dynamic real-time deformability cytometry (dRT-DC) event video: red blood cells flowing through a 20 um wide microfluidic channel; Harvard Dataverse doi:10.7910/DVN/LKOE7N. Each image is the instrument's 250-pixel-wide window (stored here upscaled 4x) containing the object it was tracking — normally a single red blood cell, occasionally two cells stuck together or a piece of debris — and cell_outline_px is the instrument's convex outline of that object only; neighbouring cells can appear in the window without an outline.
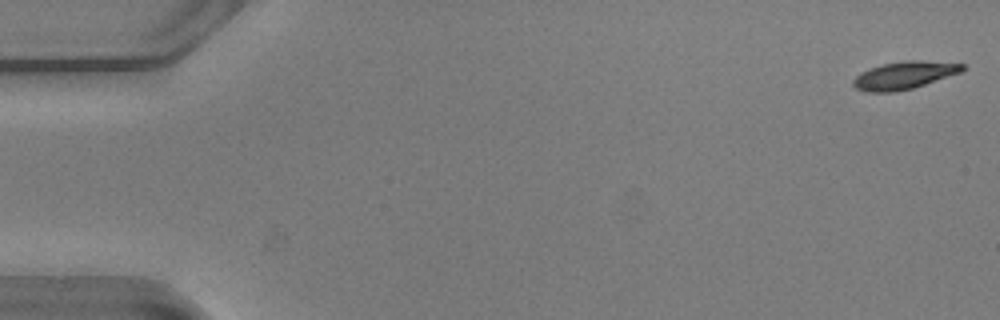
{"species": "common noctule bat (a hibernating species)", "species_latin": "Nyctalus noctula", "temperature_condition": "warm", "stored_images_in_passage": 47, "camera_frame_rate_fps": 3000, "um_per_image_px": 0.085, "animal": {"sex": "male", "body_mass_g": 20.5, "forearm_length_mm": 52.5}, "frame": {"image": 1, "passage_image": 1, "time_ms": 0.0, "image_size_px": [1000, 320], "cell_outline_px": [[964, 68], [960, 72], [912, 88], [896, 92], [868, 92], [856, 88], [852, 84], [852, 80], [860, 72], [884, 64], [904, 60], [924, 60], [964, 64]], "centroid_in_image_um": [76.82, 6.4], "position_along_channel_um": 8.2, "area_um2": 17.34}}
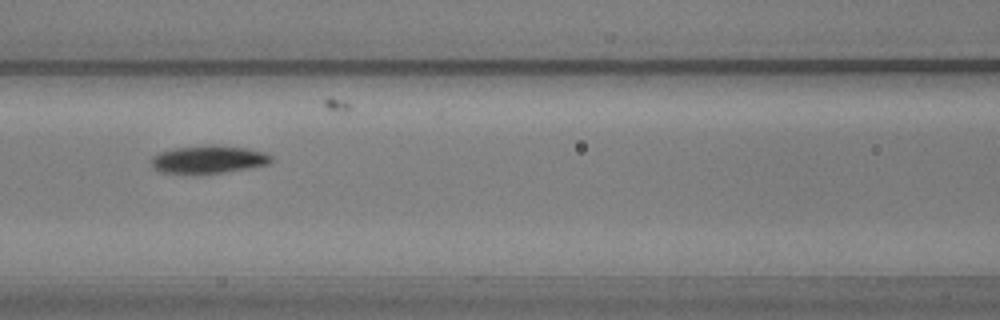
{"frame": {"image": 2, "passage_image": 24, "time_ms": 7.667, "image_size_px": [1000, 320], "cell_outline_px": [[272, 160], [268, 164], [224, 172], [160, 172], [152, 168], [148, 160], [152, 156], [160, 152], [172, 148], [212, 144], [244, 148], [264, 152], [272, 156]], "centroid_in_image_um": [17.66, 13.52], "position_along_channel_um": 148.9, "area_um2": 19.19}}
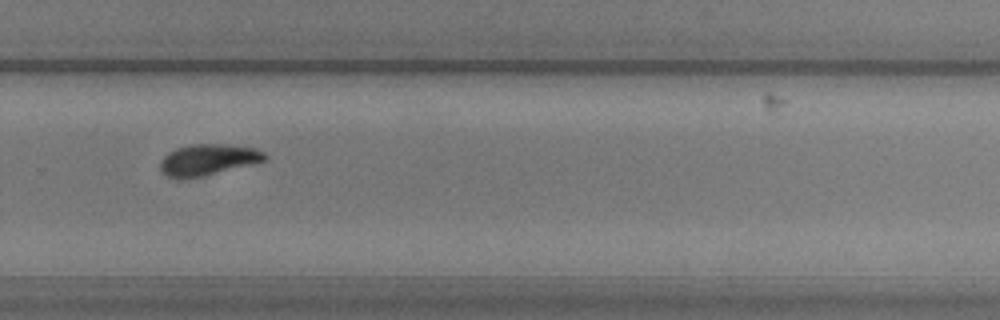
{"frame": {"image": 3, "passage_image": 37, "time_ms": 12.0, "image_size_px": [1000, 320], "cell_outline_px": [[268, 160], [260, 164], [200, 176], [168, 176], [160, 172], [160, 160], [168, 152], [176, 148], [192, 144], [228, 144], [252, 148], [264, 152], [268, 156]], "centroid_in_image_um": [17.77, 13.55], "position_along_channel_um": 312.0, "area_um2": 19.02}}